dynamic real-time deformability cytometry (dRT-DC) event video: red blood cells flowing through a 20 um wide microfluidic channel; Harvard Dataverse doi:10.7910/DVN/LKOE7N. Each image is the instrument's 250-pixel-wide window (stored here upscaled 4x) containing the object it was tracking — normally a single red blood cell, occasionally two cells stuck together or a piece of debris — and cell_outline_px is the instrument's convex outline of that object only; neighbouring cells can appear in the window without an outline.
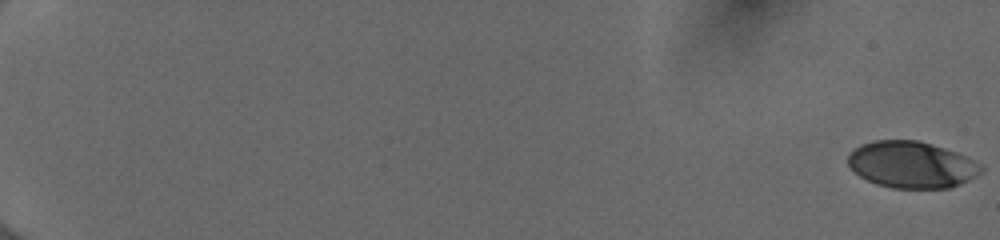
{"species": "human", "species_latin": "Homo sapiens", "temperature_condition": "cold", "stored_images_in_passage": 55, "camera_frame_rate_fps": 3000, "um_per_image_px": 0.085, "donor": {"sex": "female"}, "frame": {"image": 1, "passage_image": 1, "time_ms": 0.0, "image_size_px": [1000, 240], "cell_outline_px": [[984, 172], [960, 184], [948, 188], [892, 188], [876, 184], [860, 176], [848, 164], [848, 152], [860, 144], [872, 140], [916, 140], [932, 144], [956, 152], [980, 164], [984, 168]], "centroid_in_image_um": [77.47, 13.99], "position_along_channel_um": 7.5, "area_um2": 36.18}}
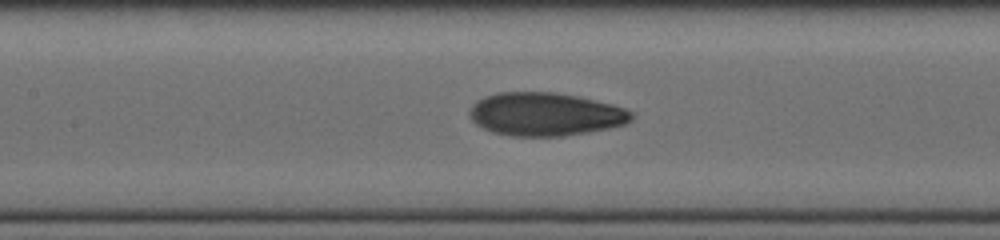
{"frame": {"image": 2, "passage_image": 30, "time_ms": 9.667, "image_size_px": [1000, 240], "cell_outline_px": [[632, 120], [624, 124], [608, 128], [564, 136], [512, 136], [492, 132], [476, 124], [472, 120], [472, 104], [476, 100], [484, 96], [496, 92], [556, 92], [576, 96], [612, 104], [624, 108], [632, 112]], "centroid_in_image_um": [46.34, 9.7], "position_along_channel_um": 161.1, "area_um2": 40.58}}
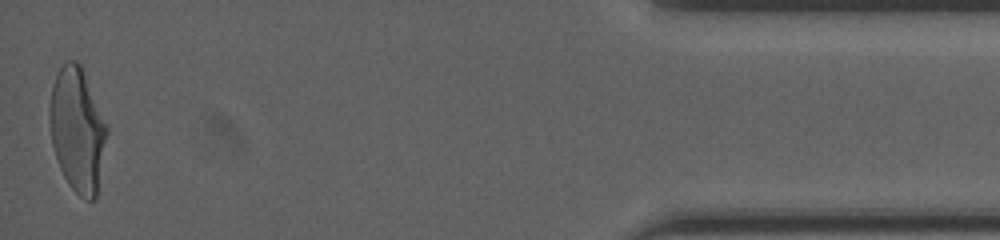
{"frame": {"image": 3, "passage_image": 55, "time_ms": 18.0, "image_size_px": [1000, 240], "cell_outline_px": [[108, 132], [96, 196], [92, 200], [84, 200], [68, 184], [60, 168], [52, 144], [48, 116], [48, 108], [52, 84], [60, 68], [68, 60], [76, 60], [80, 64], [108, 128]], "centroid_in_image_um": [6.56, 11.03], "position_along_channel_um": 428.6, "area_um2": 41.1}, "authors_computed_cell_mechanics": {"area_um2": 39.6508, "velocity_mm_per_s": 4.003, "shape_relaxation_time_tau1_ms": 4.3041, "shape_relaxation_time_tau2_ms": 1.1009, "deformation_change_tau1": 0.196, "deformation_change_tau2": 0.0688}}